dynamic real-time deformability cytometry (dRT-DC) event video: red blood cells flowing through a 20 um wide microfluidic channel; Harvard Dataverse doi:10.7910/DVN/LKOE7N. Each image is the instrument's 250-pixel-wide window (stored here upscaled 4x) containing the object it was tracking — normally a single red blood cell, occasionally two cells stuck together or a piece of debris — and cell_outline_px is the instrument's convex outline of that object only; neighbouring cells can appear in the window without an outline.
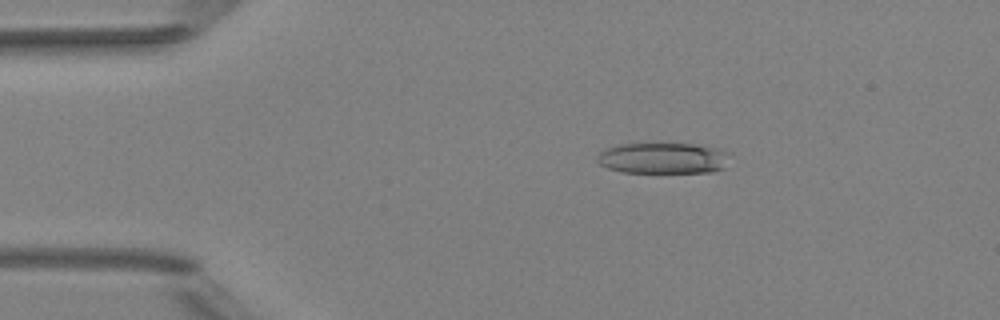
{"species": "Egyptian fruit bat (a non-hibernating species)", "species_latin": "Rousettus aegyptiacus", "temperature_condition": "room temperature", "stored_images_in_passage": 5, "camera_frame_rate_fps": 3000, "um_per_image_px": 0.085, "animal": {"sex": "female"}, "frame": {"image": 1, "passage_image": 3, "time_ms": 2.333, "image_size_px": [1000, 320], "cell_outline_px": [[728, 152], [724, 168], [712, 172], [624, 172], [608, 168], [600, 164], [596, 160], [596, 156], [600, 152], [616, 144], [692, 144], [720, 148]], "centroid_in_image_um": [56.35, 13.44], "position_along_channel_um": 28.7, "area_um2": 23.81}}
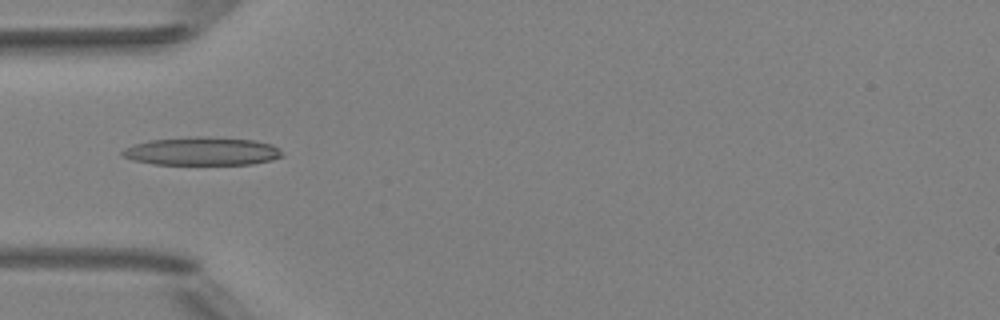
{"frame": {"image": 2, "passage_image": 5, "time_ms": 4.667, "image_size_px": [1000, 320], "cell_outline_px": [[284, 156], [272, 160], [252, 164], [152, 164], [132, 160], [120, 156], [120, 152], [124, 148], [148, 140], [196, 136], [204, 136], [256, 140], [272, 144]], "centroid_in_image_um": [17.13, 12.85], "position_along_channel_um": 67.9, "area_um2": 26.41}}